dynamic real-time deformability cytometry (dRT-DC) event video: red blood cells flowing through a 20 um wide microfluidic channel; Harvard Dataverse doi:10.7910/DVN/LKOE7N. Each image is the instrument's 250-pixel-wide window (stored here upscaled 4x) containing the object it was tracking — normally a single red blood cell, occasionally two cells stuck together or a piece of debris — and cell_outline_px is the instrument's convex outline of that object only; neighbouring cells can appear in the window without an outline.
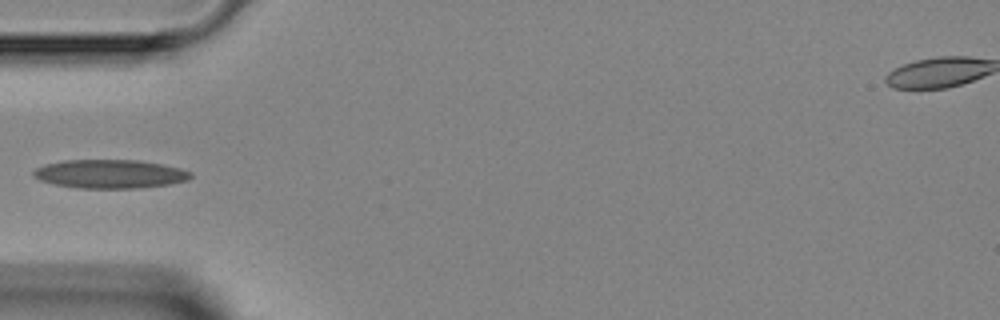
{"species": "Egyptian fruit bat (a non-hibernating species)", "species_latin": "Rousettus aegyptiacus", "temperature_condition": "room temperature", "stored_images_in_passage": 5, "camera_frame_rate_fps": 3000, "um_per_image_px": 0.085, "animal": {"sex": "female"}, "frame": {"image": 1, "passage_image": 5, "time_ms": 5.333, "image_size_px": [1000, 320], "cell_outline_px": [[192, 176], [188, 180], [168, 184], [140, 188], [80, 188], [56, 184], [40, 180], [32, 172], [36, 168], [48, 164], [64, 160], [140, 160], [180, 168], [192, 172]], "centroid_in_image_um": [9.39, 14.78], "position_along_channel_um": 75.6, "area_um2": 26.01}}